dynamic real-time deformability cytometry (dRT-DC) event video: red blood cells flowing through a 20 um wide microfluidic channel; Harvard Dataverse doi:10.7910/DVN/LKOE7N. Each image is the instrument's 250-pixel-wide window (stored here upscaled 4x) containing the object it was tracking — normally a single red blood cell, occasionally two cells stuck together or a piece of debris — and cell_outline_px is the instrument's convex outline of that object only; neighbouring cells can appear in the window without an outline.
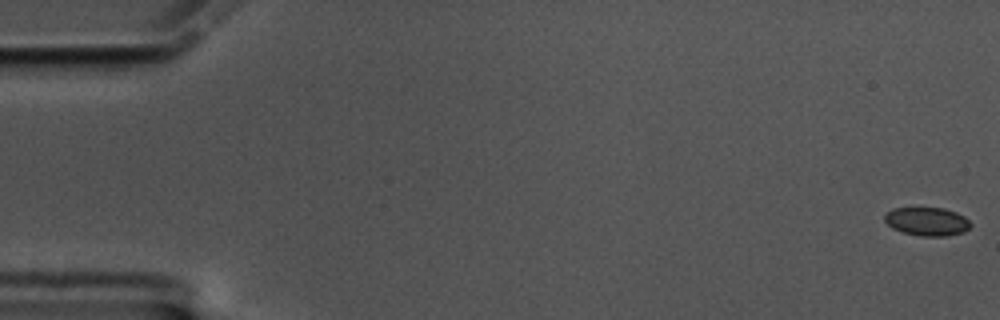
{"species": "common noctule bat (a hibernating species)", "species_latin": "Nyctalus noctula", "temperature_condition": "cold", "stored_images_in_passage": 60, "camera_frame_rate_fps": 3000, "um_per_image_px": 0.085, "animal": {"sex": "male", "body_mass_g": 17.5, "forearm_length_mm": 52.3}, "frame": {"image": 1, "passage_image": 1, "time_ms": 0.0, "image_size_px": [1000, 320], "cell_outline_px": [[972, 224], [964, 232], [948, 236], [920, 236], [904, 232], [892, 228], [884, 220], [884, 216], [892, 208], [944, 208], [956, 212], [964, 216]], "centroid_in_image_um": [78.81, 18.83], "position_along_channel_um": 6.2, "area_um2": 14.22}}
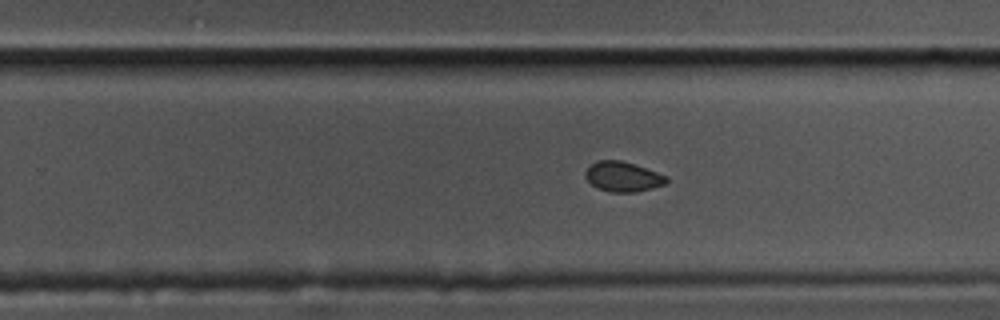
{"frame": {"image": 2, "passage_image": 38, "time_ms": 12.333, "image_size_px": [1000, 320], "cell_outline_px": [[668, 180], [664, 184], [652, 188], [636, 192], [608, 192], [592, 184], [584, 176], [584, 172], [596, 160], [620, 160], [668, 176]], "centroid_in_image_um": [52.93, 15.02], "position_along_channel_um": 276.9, "area_um2": 13.93}}
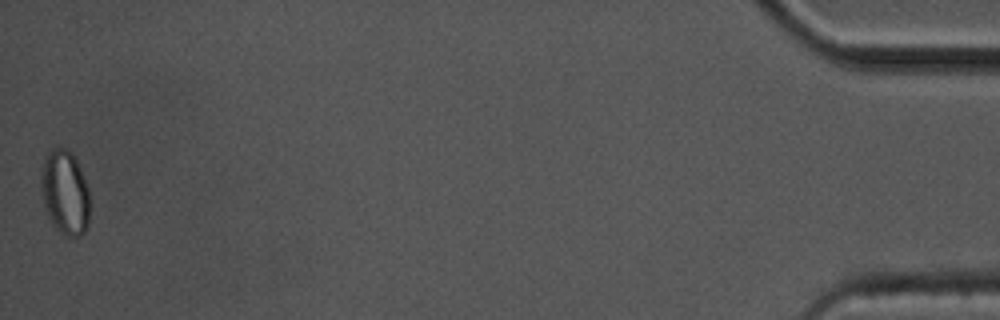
{"frame": {"image": 3, "passage_image": 60, "time_ms": 19.667, "image_size_px": [1000, 320], "cell_outline_px": [[88, 224], [84, 232], [80, 236], [64, 236], [52, 224], [48, 216], [44, 204], [40, 188], [40, 176], [44, 156], [56, 144], [68, 148], [72, 152], [80, 168], [88, 188]], "centroid_in_image_um": [5.49, 16.3], "position_along_channel_um": 429.7, "area_um2": 24.33}, "authors_computed_cell_mechanics": {"area_um2": 14.6234, "velocity_mm_per_s": 3.3817, "shape_relaxation_time_tau1_ms": 5.9908, "shape_relaxation_time_tau2_ms": 2.093, "deformation_change_tau1": 0.0517, "deformation_change_tau2": 0.0417}}